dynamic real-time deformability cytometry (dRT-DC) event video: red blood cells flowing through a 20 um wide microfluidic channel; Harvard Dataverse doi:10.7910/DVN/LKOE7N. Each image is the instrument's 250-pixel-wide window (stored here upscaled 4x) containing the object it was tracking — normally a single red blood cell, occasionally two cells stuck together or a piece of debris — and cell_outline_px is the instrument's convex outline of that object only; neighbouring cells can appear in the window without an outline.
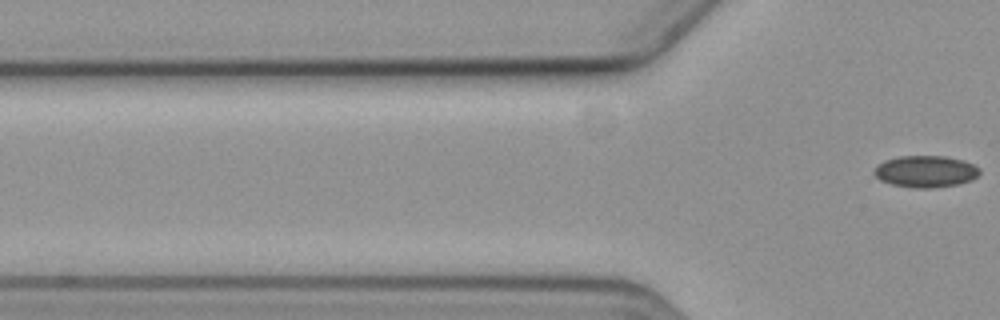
{"species": "common noctule bat (a hibernating species)", "species_latin": "Nyctalus noctula", "temperature_condition": "cold", "stored_images_in_passage": 7, "segment_of_instrument_passage": [2, 2], "camera_frame_rate_fps": 3000, "um_per_image_px": 0.085, "animal": {"sex": "female", "body_mass_g": 19.3, "forearm_length_mm": 54.1}, "frame": {"image": 1, "passage_image": 7, "time_ms": 7.333, "image_size_px": [1000, 320], "cell_outline_px": [[980, 172], [972, 180], [956, 184], [928, 188], [916, 188], [892, 184], [880, 180], [872, 172], [876, 164], [884, 160], [900, 156], [944, 156], [964, 160], [980, 168]], "centroid_in_image_um": [78.64, 14.56], "position_along_channel_um": 47.2, "area_um2": 19.48}}